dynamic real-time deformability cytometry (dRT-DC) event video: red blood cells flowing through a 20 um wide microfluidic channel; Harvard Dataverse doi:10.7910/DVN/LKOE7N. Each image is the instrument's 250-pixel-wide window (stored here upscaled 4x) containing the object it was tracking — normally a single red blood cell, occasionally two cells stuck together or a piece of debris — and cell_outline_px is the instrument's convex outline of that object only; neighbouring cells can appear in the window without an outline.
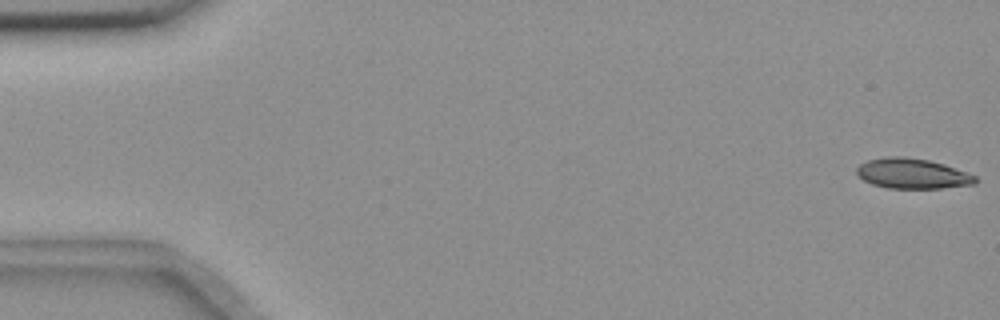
{"species": "common noctule bat (a hibernating species)", "species_latin": "Nyctalus noctula", "temperature_condition": "room temperature", "stored_images_in_passage": 56, "camera_frame_rate_fps": 3000, "um_per_image_px": 0.085, "animal": {"sex": "female", "body_mass_g": 18.4}, "frame": {"image": 1, "passage_image": 1, "time_ms": 0.0, "image_size_px": [1000, 320], "cell_outline_px": [[976, 184], [940, 188], [888, 188], [872, 184], [864, 180], [856, 172], [856, 168], [860, 164], [868, 160], [888, 156], [904, 156], [928, 160], [944, 164], [976, 176]], "centroid_in_image_um": [77.54, 14.75], "position_along_channel_um": 7.5, "area_um2": 20.75}}
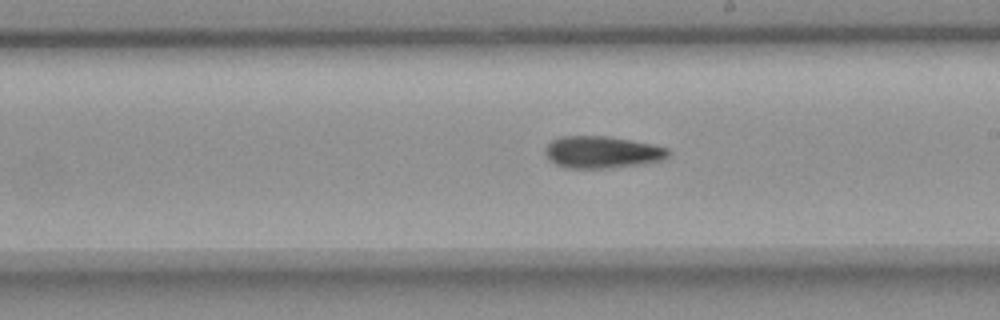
{"frame": {"image": 2, "passage_image": 32, "time_ms": 10.333, "image_size_px": [1000, 320], "cell_outline_px": [[668, 156], [660, 160], [644, 164], [608, 168], [568, 168], [556, 164], [548, 160], [544, 152], [544, 148], [552, 140], [564, 136], [604, 136], [628, 140], [668, 148]], "centroid_in_image_um": [51.11, 12.95], "position_along_channel_um": 237.9, "area_um2": 22.72}}
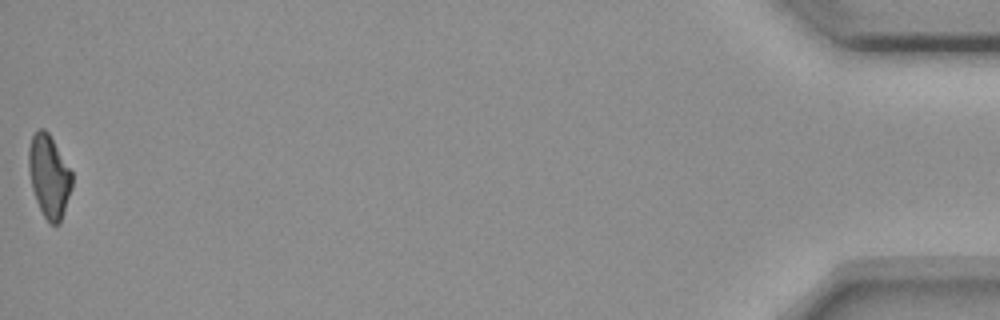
{"frame": {"image": 3, "passage_image": 56, "time_ms": 18.333, "image_size_px": [1000, 320], "cell_outline_px": [[72, 188], [60, 224], [52, 224], [44, 216], [36, 200], [32, 188], [28, 168], [28, 148], [32, 136], [40, 128], [44, 128], [48, 132], [72, 172]], "centroid_in_image_um": [4.17, 14.97], "position_along_channel_um": 431.0, "area_um2": 20.75}, "authors_computed_cell_mechanics": {"area_um2": 22.1663, "velocity_mm_per_s": 3.6452, "shape_relaxation_time_tau1_ms": 10.6397, "shape_relaxation_time_tau2_ms": 7.9908, "deformation_change_tau1": 0.2121, "deformation_change_tau2": 0.1509}}